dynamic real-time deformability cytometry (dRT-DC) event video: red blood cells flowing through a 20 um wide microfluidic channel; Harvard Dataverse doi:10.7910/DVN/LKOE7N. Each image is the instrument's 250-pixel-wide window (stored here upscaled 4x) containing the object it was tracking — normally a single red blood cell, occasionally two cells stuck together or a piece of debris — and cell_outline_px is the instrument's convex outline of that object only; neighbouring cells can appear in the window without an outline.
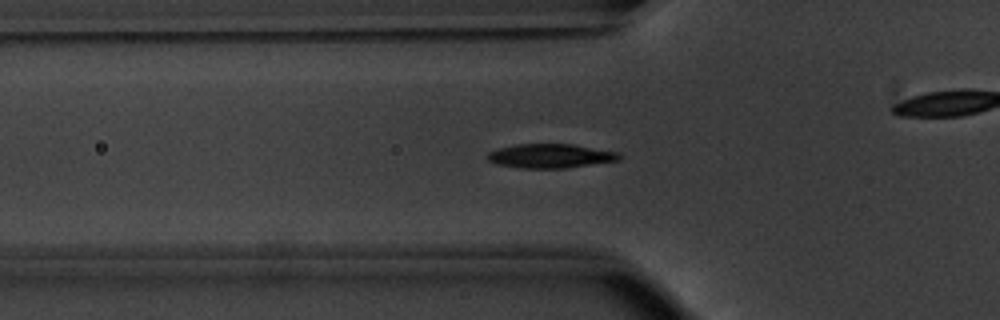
{"species": "common noctule bat (a hibernating species)", "species_latin": "Nyctalus noctula", "temperature_condition": "warm", "stored_images_in_passage": 51, "camera_frame_rate_fps": 3000, "um_per_image_px": 0.085, "animal": {"sex": "male", "body_mass_g": 20.1, "forearm_length_mm": 53.5}, "frame": {"image": 1, "passage_image": 15, "time_ms": 4.667, "image_size_px": [1000, 320], "cell_outline_px": [[624, 156], [620, 160], [564, 168], [520, 168], [500, 164], [488, 160], [488, 152], [500, 148], [516, 144], [572, 144], [620, 152]], "centroid_in_image_um": [46.86, 13.25], "position_along_channel_um": 78.9, "area_um2": 18.44}}
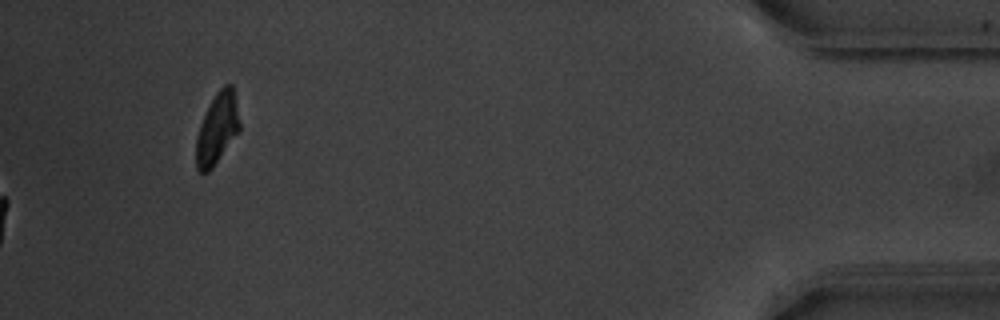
{"frame": {"image": 2, "passage_image": 51, "time_ms": 16.667, "image_size_px": [1000, 320], "cell_outline_px": [[240, 128], [212, 168], [208, 172], [200, 172], [196, 168], [196, 136], [200, 124], [216, 92], [224, 84], [232, 84], [240, 124]], "centroid_in_image_um": [18.44, 10.93], "position_along_channel_um": 416.8, "area_um2": 17.51}, "authors_computed_cell_mechanics": {"area_um2": 18.207, "velocity_mm_per_s": 3.824, "shape_relaxation_time_tau1_ms": 2.1492, "shape_relaxation_time_tau2_ms": 3.9142, "deformation_change_tau1": 0.1353, "deformation_change_tau2": 0.0522}}